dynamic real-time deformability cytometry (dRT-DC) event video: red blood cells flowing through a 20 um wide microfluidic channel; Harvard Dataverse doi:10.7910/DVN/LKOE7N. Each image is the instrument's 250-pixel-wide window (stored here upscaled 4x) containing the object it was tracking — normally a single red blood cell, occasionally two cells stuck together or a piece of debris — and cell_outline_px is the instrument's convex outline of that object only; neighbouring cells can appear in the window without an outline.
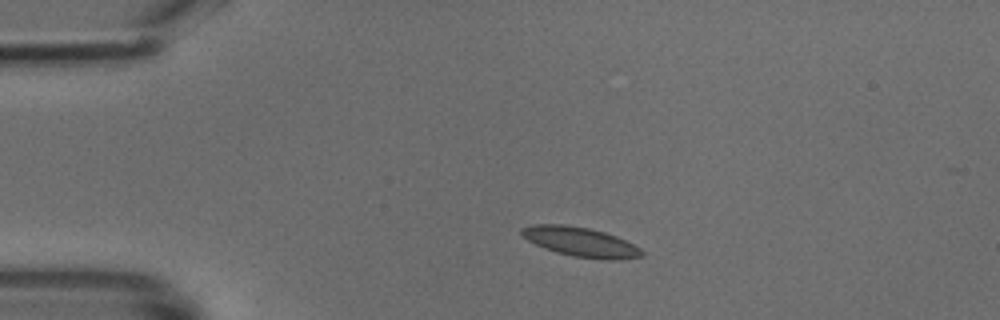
{"species": "common noctule bat (a hibernating species)", "species_latin": "Nyctalus noctula", "temperature_condition": "cold", "stored_images_in_passage": 47, "camera_frame_rate_fps": 3000, "um_per_image_px": 0.085, "animal": {"sex": "male", "body_mass_g": 18.8}, "frame": {"image": 1, "passage_image": 7, "time_ms": 2.0, "image_size_px": [1000, 320], "cell_outline_px": [[644, 256], [620, 260], [600, 260], [572, 256], [556, 252], [544, 248], [528, 240], [520, 232], [520, 228], [536, 224], [564, 224], [588, 228], [604, 232], [616, 236], [640, 248], [644, 252]], "centroid_in_image_um": [49.37, 20.58], "position_along_channel_um": 35.6, "area_um2": 20.69}}
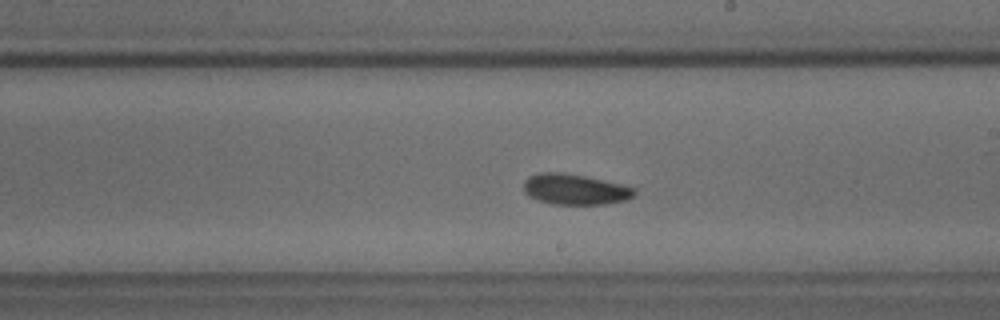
{"frame": {"image": 2, "passage_image": 25, "time_ms": 8.0, "image_size_px": [1000, 320], "cell_outline_px": [[636, 196], [628, 200], [604, 204], [552, 204], [528, 196], [524, 192], [524, 180], [528, 176], [544, 172], [564, 172], [584, 176], [620, 184], [636, 188]], "centroid_in_image_um": [48.89, 16.09], "position_along_channel_um": 240.1, "area_um2": 19.83}}
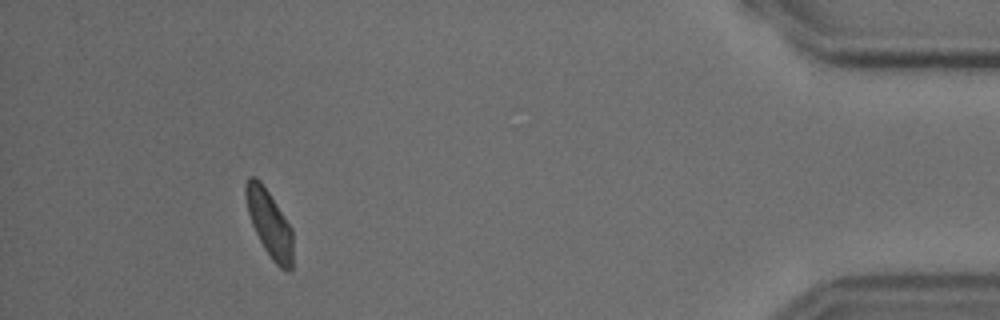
{"frame": {"image": 3, "passage_image": 42, "time_ms": 13.667, "image_size_px": [1000, 320], "cell_outline_px": [[292, 268], [288, 272], [280, 268], [272, 260], [264, 248], [252, 224], [248, 212], [244, 196], [244, 184], [248, 176], [256, 176], [260, 180], [292, 228]], "centroid_in_image_um": [22.88, 18.97], "position_along_channel_um": 412.3, "area_um2": 18.32}}